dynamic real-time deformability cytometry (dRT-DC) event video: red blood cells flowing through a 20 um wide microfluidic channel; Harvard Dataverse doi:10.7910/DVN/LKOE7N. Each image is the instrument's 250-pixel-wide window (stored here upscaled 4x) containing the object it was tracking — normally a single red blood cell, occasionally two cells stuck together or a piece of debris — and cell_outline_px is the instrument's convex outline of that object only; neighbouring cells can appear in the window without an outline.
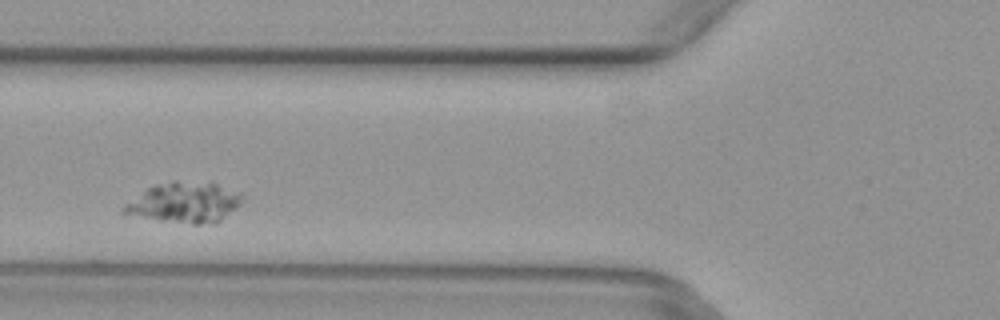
{"species": "common noctule bat (a hibernating species)", "species_latin": "Nyctalus noctula", "temperature_condition": "warm", "stored_images_in_passage": 2, "camera_frame_rate_fps": 3000, "um_per_image_px": 0.085, "animal": {"sex": "female", "body_mass_g": 29.2, "forearm_length_mm": 56.3}, "frame": {"image": 1, "passage_image": 2, "time_ms": 0.333, "image_size_px": [1000, 320], "cell_outline_px": [[244, 196], [240, 204], [236, 208], [216, 224], [192, 224], [124, 216], [120, 212], [120, 208], [124, 204], [148, 188], [156, 184], [172, 180], [212, 180], [240, 192]], "centroid_in_image_um": [15.68, 17.19], "position_along_channel_um": 110.1, "area_um2": 29.07}}